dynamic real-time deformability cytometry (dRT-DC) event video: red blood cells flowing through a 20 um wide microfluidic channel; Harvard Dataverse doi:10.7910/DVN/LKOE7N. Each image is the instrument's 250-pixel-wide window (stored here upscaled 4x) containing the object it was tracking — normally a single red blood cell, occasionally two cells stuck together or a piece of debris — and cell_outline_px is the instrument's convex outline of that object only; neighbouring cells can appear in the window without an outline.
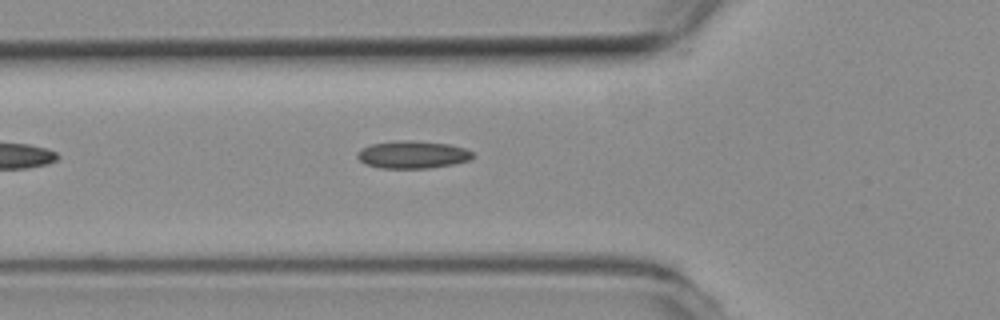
{"species": "common noctule bat (a hibernating species)", "species_latin": "Nyctalus noctula", "temperature_condition": "room temperature", "stored_images_in_passage": 2, "camera_frame_rate_fps": 3000, "um_per_image_px": 0.085, "animal": {"sex": "female", "body_mass_g": 19.3, "forearm_length_mm": 54.1}, "frame": {"image": 1, "passage_image": 2, "time_ms": 0.333, "image_size_px": [1000, 320], "cell_outline_px": [[476, 156], [468, 160], [452, 164], [428, 168], [380, 168], [364, 164], [356, 156], [356, 152], [360, 148], [372, 144], [392, 140], [408, 140], [448, 144], [464, 148], [472, 152]], "centroid_in_image_um": [35.02, 13.14], "position_along_channel_um": 90.8, "area_um2": 18.61}}